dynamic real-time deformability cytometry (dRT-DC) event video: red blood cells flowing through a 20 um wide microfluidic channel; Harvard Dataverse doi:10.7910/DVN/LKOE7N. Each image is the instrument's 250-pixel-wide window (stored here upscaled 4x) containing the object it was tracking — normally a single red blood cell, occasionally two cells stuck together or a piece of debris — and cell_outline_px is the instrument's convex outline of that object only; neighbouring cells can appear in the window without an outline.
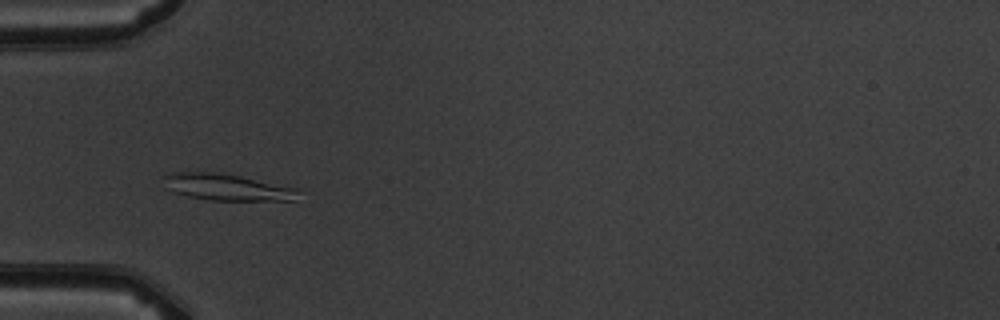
{"species": "common noctule bat (a hibernating species)", "species_latin": "Nyctalus noctula", "temperature_condition": "warm", "stored_images_in_passage": 4, "camera_frame_rate_fps": 3000, "um_per_image_px": 0.085, "animal": {"sex": "male", "body_mass_g": 19.5, "forearm_length_mm": 54.6}, "frame": {"image": 1, "passage_image": 4, "time_ms": 3.333, "image_size_px": [1000, 320], "cell_outline_px": [[304, 192], [296, 200], [212, 200], [188, 196], [176, 192], [168, 188], [164, 176], [168, 172], [216, 172], [240, 176], [300, 188]], "centroid_in_image_um": [19.42, 15.91], "position_along_channel_um": 65.6, "area_um2": 20.87}}